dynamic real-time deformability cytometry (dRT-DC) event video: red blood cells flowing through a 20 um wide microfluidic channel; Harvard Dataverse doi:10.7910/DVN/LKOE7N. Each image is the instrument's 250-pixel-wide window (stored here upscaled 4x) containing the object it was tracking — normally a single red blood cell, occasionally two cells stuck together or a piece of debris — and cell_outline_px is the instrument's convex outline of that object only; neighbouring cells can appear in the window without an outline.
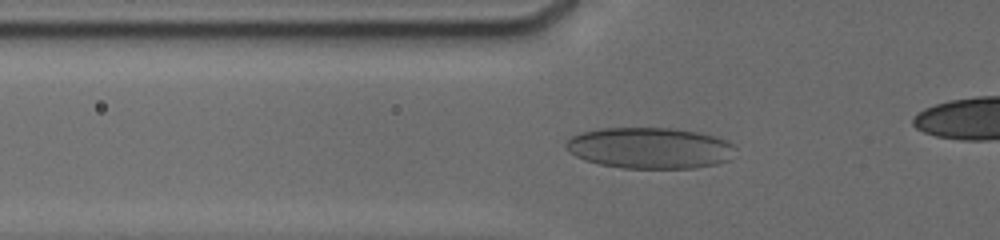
{"species": "human", "species_latin": "Homo sapiens", "temperature_condition": "cold", "stored_images_in_passage": 33, "segment_of_instrument_passage": [1, 2], "camera_frame_rate_fps": 3000, "um_per_image_px": 0.085, "donor": {"sex": "male"}, "frame": {"image": 1, "passage_image": 11, "time_ms": 6.333, "image_size_px": [1000, 240], "cell_outline_px": [[736, 148], [728, 160], [716, 164], [696, 168], [624, 168], [600, 164], [584, 160], [576, 156], [564, 144], [572, 136], [580, 132], [596, 128], [676, 128], [716, 136], [728, 140]], "centroid_in_image_um": [55.25, 12.57], "position_along_channel_um": 70.6, "area_um2": 40.69}}
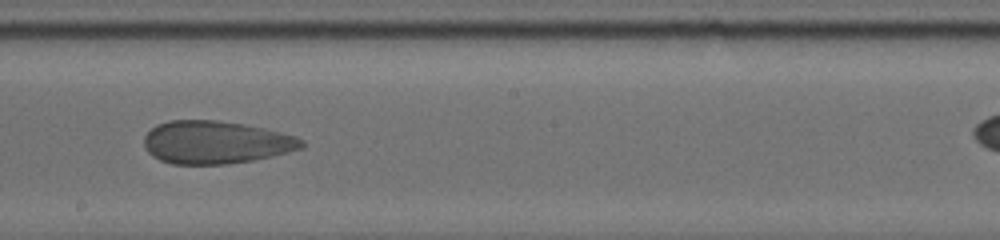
{"frame": {"image": 2, "passage_image": 21, "time_ms": 10.667, "image_size_px": [1000, 240], "cell_outline_px": [[304, 148], [272, 156], [252, 160], [228, 164], [172, 164], [160, 160], [152, 156], [148, 152], [144, 144], [144, 136], [156, 124], [168, 120], [216, 120], [244, 124], [264, 128], [296, 136], [304, 140]], "centroid_in_image_um": [18.34, 12.09], "position_along_channel_um": 229.9, "area_um2": 39.48}}
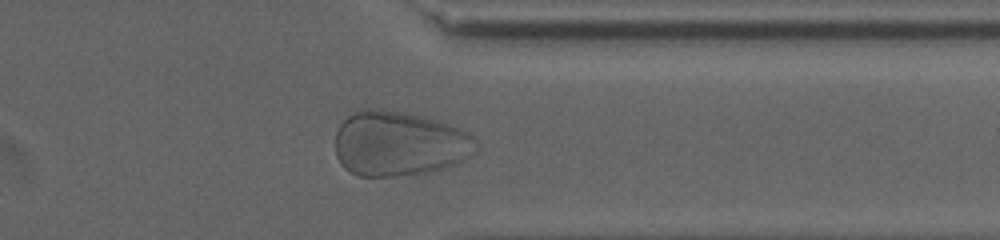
{"frame": {"image": 3, "passage_image": 30, "time_ms": 14.667, "image_size_px": [1000, 240], "cell_outline_px": [[476, 152], [472, 156], [464, 160], [444, 168], [428, 172], [392, 176], [356, 176], [348, 172], [340, 164], [336, 156], [336, 132], [340, 124], [348, 116], [364, 108], [380, 108], [404, 112], [440, 120], [452, 124], [468, 132], [476, 140]], "centroid_in_image_um": [33.94, 12.2], "position_along_channel_um": 377.5, "area_um2": 53.81}}